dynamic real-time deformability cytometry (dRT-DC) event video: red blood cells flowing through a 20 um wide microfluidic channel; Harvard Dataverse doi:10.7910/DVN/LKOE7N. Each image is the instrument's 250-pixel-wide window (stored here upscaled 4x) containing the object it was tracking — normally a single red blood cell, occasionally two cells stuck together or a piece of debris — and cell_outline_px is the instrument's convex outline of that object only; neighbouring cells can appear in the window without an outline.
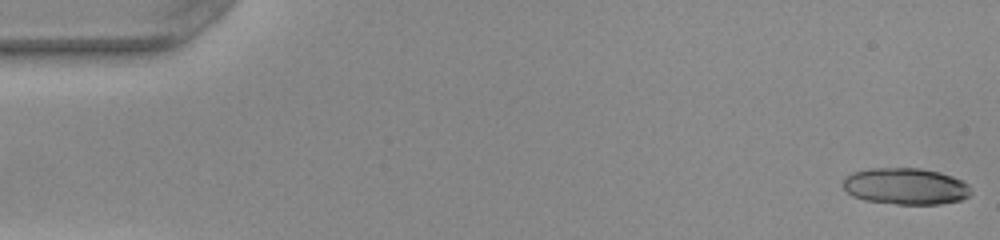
{"species": "common noctule bat (a hibernating species)", "species_latin": "Nyctalus noctula", "temperature_condition": "warm", "stored_images_in_passage": 20, "camera_frame_rate_fps": 3000, "um_per_image_px": 0.085, "animal": {"sex": "female", "body_mass_g": 22.0, "forearm_length_mm": 56.7}, "frame": {"image": 1, "passage_image": 1, "time_ms": 0.0, "image_size_px": [1000, 240], "cell_outline_px": [[972, 192], [968, 196], [960, 200], [940, 204], [896, 204], [864, 200], [852, 196], [844, 188], [844, 176], [852, 172], [868, 168], [920, 168], [940, 172], [964, 180], [968, 184]], "centroid_in_image_um": [76.98, 15.82], "position_along_channel_um": 8.0, "area_um2": 27.46}}